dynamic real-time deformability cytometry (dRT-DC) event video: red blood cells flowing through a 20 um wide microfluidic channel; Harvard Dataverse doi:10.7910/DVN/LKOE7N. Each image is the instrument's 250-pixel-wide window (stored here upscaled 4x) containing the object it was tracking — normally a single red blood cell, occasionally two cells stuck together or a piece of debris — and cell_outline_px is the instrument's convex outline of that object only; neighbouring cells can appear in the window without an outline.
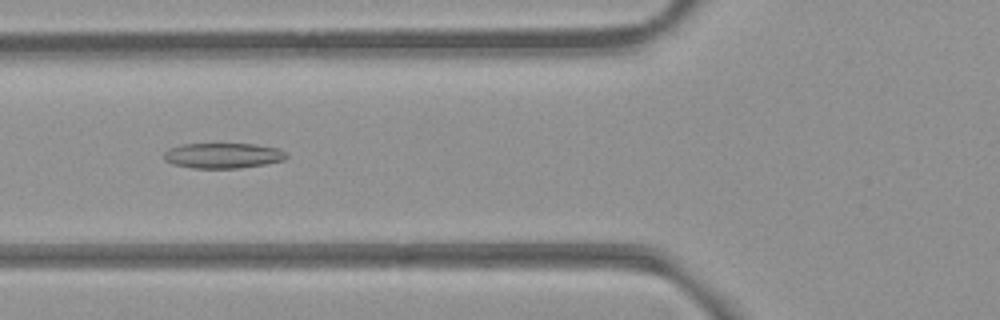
{"species": "common noctule bat (a hibernating species)", "species_latin": "Nyctalus noctula", "temperature_condition": "room temperature", "stored_images_in_passage": 39, "camera_frame_rate_fps": 3000, "um_per_image_px": 0.085, "animal": {"sex": "female", "body_mass_g": 21.9}, "frame": {"image": 1, "passage_image": 7, "time_ms": 2.0, "image_size_px": [1000, 320], "cell_outline_px": [[288, 156], [284, 160], [264, 164], [240, 168], [192, 168], [172, 164], [164, 160], [164, 152], [168, 148], [184, 144], [256, 144], [280, 148], [288, 152]], "centroid_in_image_um": [18.98, 13.22], "position_along_channel_um": 106.8, "area_um2": 18.26}}
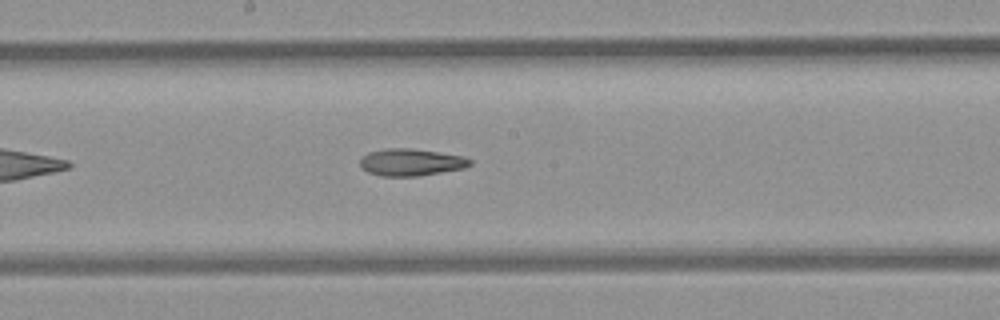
{"frame": {"image": 2, "passage_image": 15, "time_ms": 4.667, "image_size_px": [1000, 320], "cell_outline_px": [[472, 164], [464, 168], [420, 176], [380, 176], [368, 172], [360, 168], [360, 160], [368, 152], [388, 148], [412, 148], [464, 156], [472, 160]], "centroid_in_image_um": [34.94, 13.79], "position_along_channel_um": 213.3, "area_um2": 17.46}}
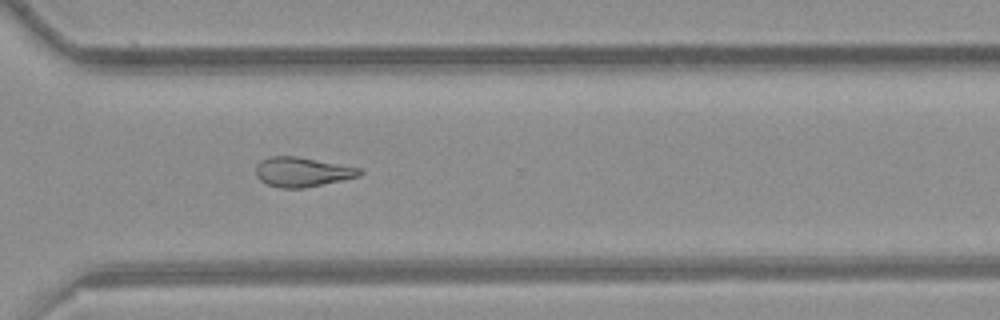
{"frame": {"image": 3, "passage_image": 25, "time_ms": 8.0, "image_size_px": [1000, 320], "cell_outline_px": [[364, 172], [360, 176], [304, 188], [280, 188], [268, 184], [260, 180], [256, 176], [256, 168], [260, 160], [272, 156], [296, 156], [360, 168]], "centroid_in_image_um": [25.68, 14.62], "position_along_channel_um": 344.9, "area_um2": 17.74}}